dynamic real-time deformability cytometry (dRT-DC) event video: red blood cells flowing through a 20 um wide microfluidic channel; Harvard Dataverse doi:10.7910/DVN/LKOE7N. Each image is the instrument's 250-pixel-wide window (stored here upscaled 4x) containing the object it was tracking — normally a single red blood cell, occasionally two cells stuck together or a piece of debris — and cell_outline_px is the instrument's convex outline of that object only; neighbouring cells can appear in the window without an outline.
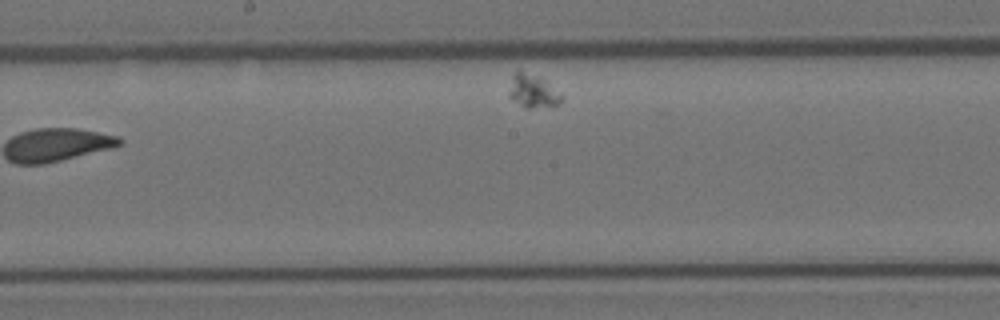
{"species": "Egyptian fruit bat (a non-hibernating species)", "species_latin": "Rousettus aegyptiacus", "temperature_condition": "room temperature", "stored_images_in_passage": 8, "segment_of_instrument_passage": [2, 2], "camera_frame_rate_fps": 3000, "um_per_image_px": 0.085, "animal": {"sex": "female"}, "frame": {"image": 1, "passage_image": 5, "time_ms": 1.333, "image_size_px": [1000, 320], "cell_outline_px": [[564, 96], [560, 104], [532, 108], [524, 108], [508, 96], [508, 92], [512, 76], [516, 72], [520, 72], [540, 76]], "centroid_in_image_um": [45.3, 7.77], "position_along_channel_um": 202.9, "area_um2": 10.12}}
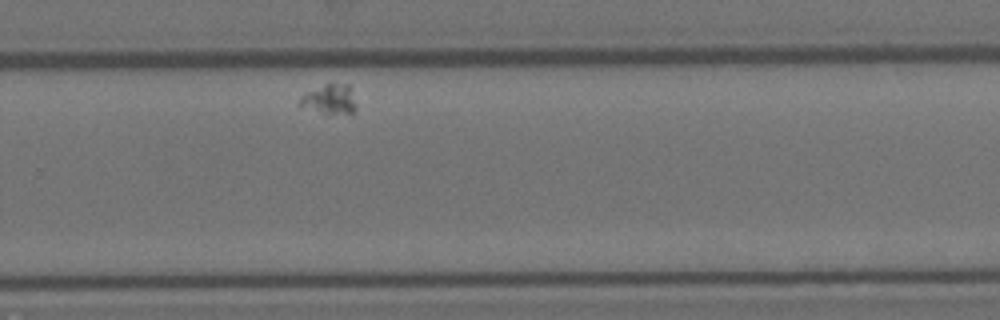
{"frame": {"image": 2, "passage_image": 8, "time_ms": 2.333, "image_size_px": [1000, 320], "cell_outline_px": [[356, 108], [352, 116], [320, 112], [300, 108], [300, 96], [304, 92], [324, 84], [348, 84], [352, 88]], "centroid_in_image_um": [28.03, 8.46], "position_along_channel_um": 301.8, "area_um2": 10.17}}